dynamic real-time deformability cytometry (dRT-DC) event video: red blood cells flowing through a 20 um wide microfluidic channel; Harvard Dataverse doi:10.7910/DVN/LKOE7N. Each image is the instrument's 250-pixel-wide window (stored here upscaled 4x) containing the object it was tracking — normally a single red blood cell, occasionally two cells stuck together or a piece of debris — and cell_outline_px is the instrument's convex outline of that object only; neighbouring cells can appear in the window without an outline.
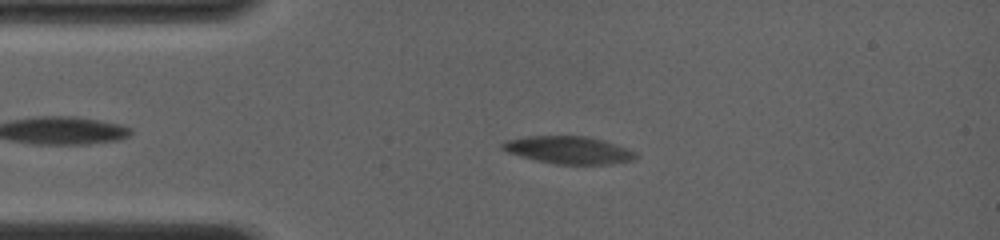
{"species": "common noctule bat (a hibernating species)", "species_latin": "Nyctalus noctula", "temperature_condition": "room temperature", "stored_images_in_passage": 14, "camera_frame_rate_fps": 4000, "um_per_image_px": 0.085, "animal": {"sex": "female", "body_mass_g": 19.0, "forearm_length_mm": 56.7}, "frame": {"image": 1, "passage_image": 8, "time_ms": 3.25, "image_size_px": [1000, 240], "cell_outline_px": [[640, 156], [636, 160], [612, 164], [556, 164], [536, 160], [520, 156], [508, 152], [500, 148], [500, 144], [504, 140], [528, 136], [584, 136], [604, 140], [636, 152]], "centroid_in_image_um": [48.35, 12.75], "position_along_channel_um": 36.7, "area_um2": 21.5}}
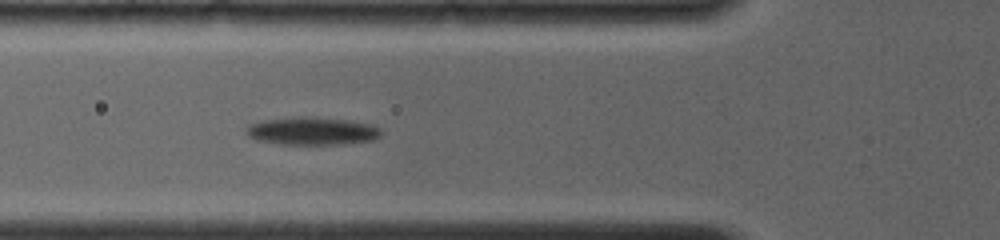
{"frame": {"image": 2, "passage_image": 12, "time_ms": 5.75, "image_size_px": [1000, 240], "cell_outline_px": [[380, 136], [376, 140], [344, 144], [276, 144], [256, 140], [248, 136], [244, 132], [248, 124], [260, 120], [304, 116], [348, 120], [372, 124], [380, 128]], "centroid_in_image_um": [26.49, 11.14], "position_along_channel_um": 99.3, "area_um2": 22.2}}
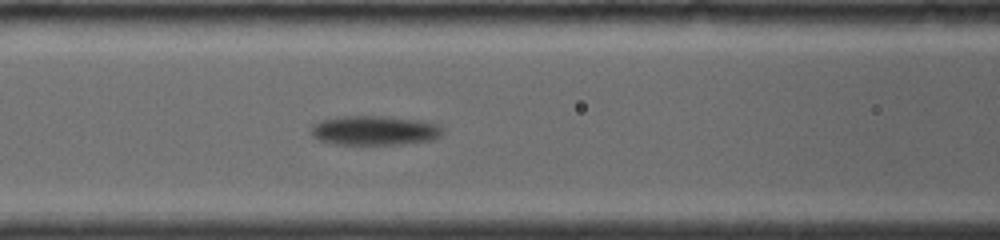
{"frame": {"image": 3, "passage_image": 14, "time_ms": 6.75, "image_size_px": [1000, 240], "cell_outline_px": [[444, 132], [440, 136], [432, 140], [400, 144], [336, 144], [320, 140], [312, 136], [312, 124], [320, 120], [336, 116], [384, 116], [420, 120], [436, 124]], "centroid_in_image_um": [31.81, 11.08], "position_along_channel_um": 134.8, "area_um2": 22.54}}